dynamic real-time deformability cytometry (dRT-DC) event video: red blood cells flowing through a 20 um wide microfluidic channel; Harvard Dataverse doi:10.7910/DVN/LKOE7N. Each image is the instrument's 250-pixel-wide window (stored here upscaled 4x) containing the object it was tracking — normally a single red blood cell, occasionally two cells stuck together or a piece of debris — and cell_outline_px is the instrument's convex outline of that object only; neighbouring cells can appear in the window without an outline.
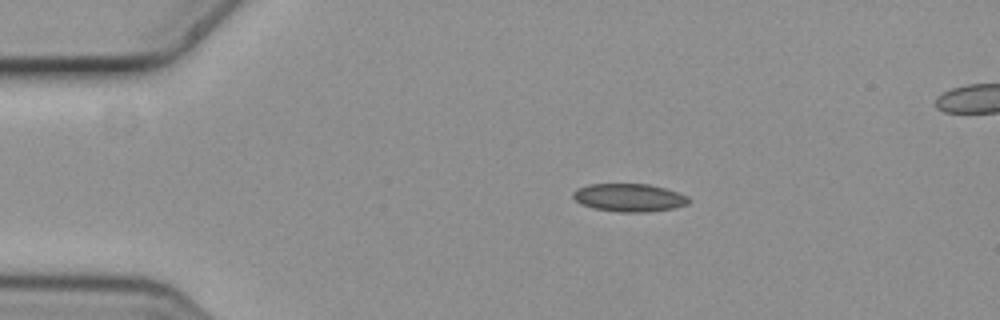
{"species": "common noctule bat (a hibernating species)", "species_latin": "Nyctalus noctula", "temperature_condition": "cold", "stored_images_in_passage": 9, "camera_frame_rate_fps": 3000, "um_per_image_px": 0.085, "animal": {"sex": "female", "body_mass_g": 19.3, "forearm_length_mm": 54.1}, "frame": {"image": 1, "passage_image": 1, "time_ms": 0.0, "image_size_px": [1000, 320], "cell_outline_px": [[692, 200], [688, 204], [676, 208], [648, 212], [620, 212], [592, 208], [580, 204], [572, 196], [572, 192], [576, 188], [588, 184], [648, 184], [664, 188], [688, 196]], "centroid_in_image_um": [53.47, 16.8], "position_along_channel_um": 31.5, "area_um2": 19.07}}
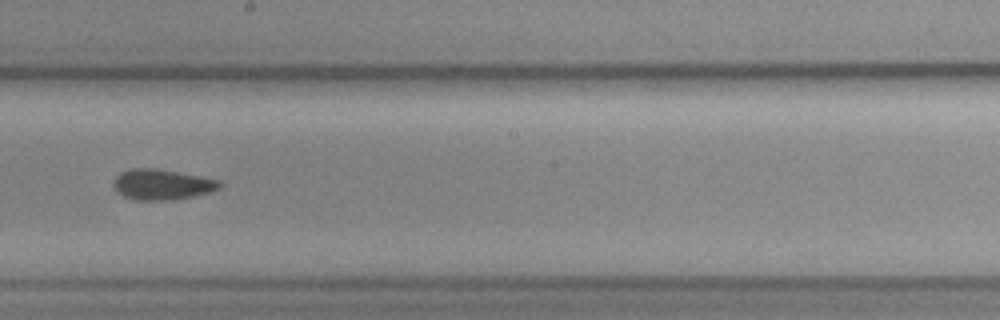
{"frame": {"image": 2, "passage_image": 7, "time_ms": 2.0, "image_size_px": [1000, 320], "cell_outline_px": [[224, 184], [220, 188], [208, 192], [192, 196], [172, 200], [136, 200], [124, 196], [112, 184], [116, 176], [120, 172], [132, 168], [156, 168], [220, 180]], "centroid_in_image_um": [13.78, 15.67], "position_along_channel_um": 234.4, "area_um2": 18.73}}
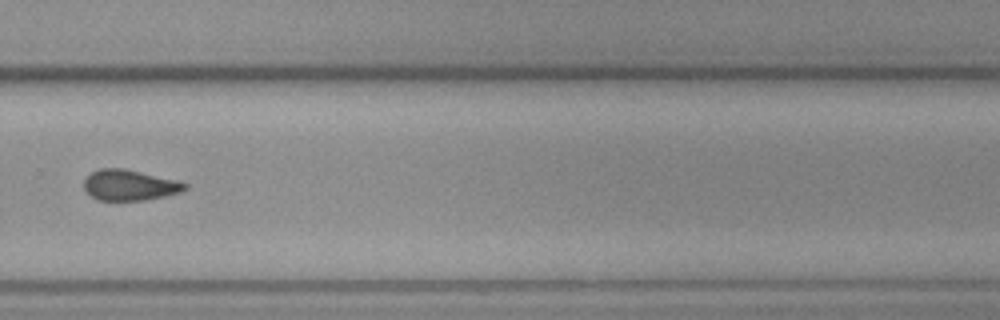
{"frame": {"image": 3, "passage_image": 9, "time_ms": 2.667, "image_size_px": [1000, 320], "cell_outline_px": [[188, 188], [180, 192], [164, 196], [144, 200], [96, 200], [84, 188], [84, 180], [92, 172], [100, 168], [124, 168], [176, 180], [188, 184]], "centroid_in_image_um": [11.02, 15.73], "position_along_channel_um": 318.8, "area_um2": 17.92}}